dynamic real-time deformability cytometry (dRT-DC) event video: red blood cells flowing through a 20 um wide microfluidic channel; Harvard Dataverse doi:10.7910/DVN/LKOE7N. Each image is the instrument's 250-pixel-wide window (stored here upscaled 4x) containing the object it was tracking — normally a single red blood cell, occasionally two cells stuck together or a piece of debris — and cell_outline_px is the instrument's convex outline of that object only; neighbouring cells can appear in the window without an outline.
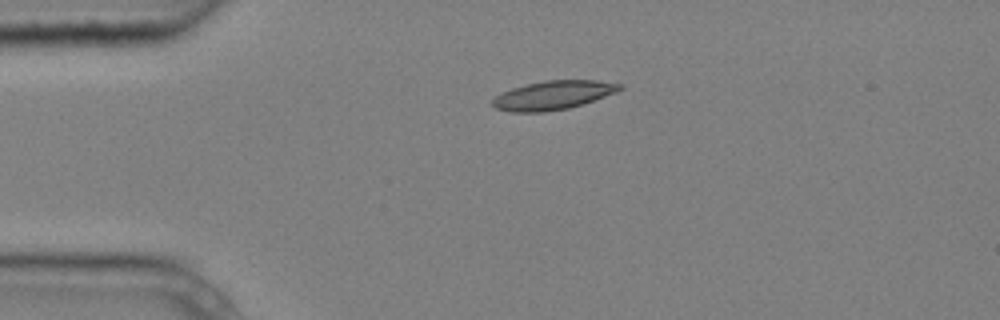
{"species": "common noctule bat (a hibernating species)", "species_latin": "Nyctalus noctula", "temperature_condition": "cold", "stored_images_in_passage": 3, "camera_frame_rate_fps": 3000, "um_per_image_px": 0.085, "animal": {"sex": "male", "body_mass_g": 20.4}, "frame": {"image": 1, "passage_image": 1, "time_ms": 0.0, "image_size_px": [1000, 320], "cell_outline_px": [[624, 88], [616, 92], [584, 104], [568, 108], [544, 112], [512, 112], [496, 108], [492, 104], [492, 100], [500, 92], [524, 84], [544, 80], [596, 80], [624, 84]], "centroid_in_image_um": [47.03, 8.08], "position_along_channel_um": 38.0, "area_um2": 21.56}}
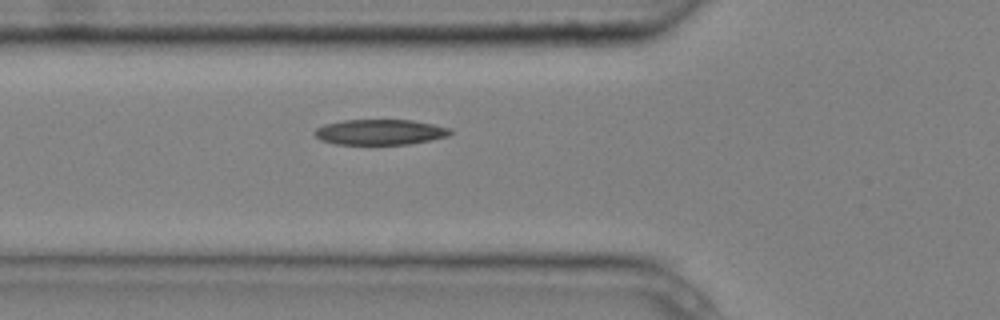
{"frame": {"image": 2, "passage_image": 3, "time_ms": 0.667, "image_size_px": [1000, 320], "cell_outline_px": [[452, 132], [448, 136], [432, 140], [408, 144], [336, 144], [320, 140], [312, 132], [316, 128], [324, 124], [344, 120], [412, 120], [452, 128]], "centroid_in_image_um": [32.3, 11.22], "position_along_channel_um": 93.5, "area_um2": 20.17}}